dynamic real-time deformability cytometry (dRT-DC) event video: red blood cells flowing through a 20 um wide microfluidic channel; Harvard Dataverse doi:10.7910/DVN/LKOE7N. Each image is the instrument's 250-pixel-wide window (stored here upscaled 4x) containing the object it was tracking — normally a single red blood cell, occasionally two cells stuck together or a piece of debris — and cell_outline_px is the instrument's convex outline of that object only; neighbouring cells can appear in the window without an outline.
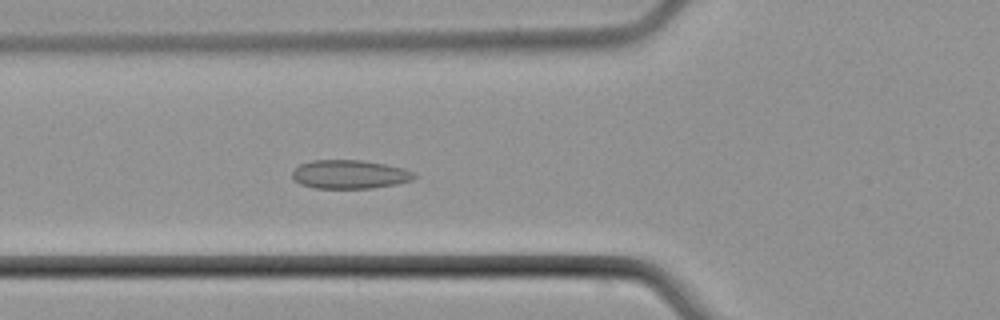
{"species": "common noctule bat (a hibernating species)", "species_latin": "Nyctalus noctula", "temperature_condition": "cold", "stored_images_in_passage": 5, "camera_frame_rate_fps": 3000, "um_per_image_px": 0.085, "animal": {"sex": "male", "body_mass_g": 21.5, "forearm_length_mm": 52.0}, "frame": {"image": 1, "passage_image": 5, "time_ms": 4.667, "image_size_px": [1000, 320], "cell_outline_px": [[416, 176], [412, 180], [396, 184], [372, 188], [312, 188], [300, 184], [292, 180], [292, 172], [300, 164], [312, 160], [360, 160], [384, 164], [404, 168], [416, 172]], "centroid_in_image_um": [29.71, 14.82], "position_along_channel_um": 96.1, "area_um2": 20.52}}